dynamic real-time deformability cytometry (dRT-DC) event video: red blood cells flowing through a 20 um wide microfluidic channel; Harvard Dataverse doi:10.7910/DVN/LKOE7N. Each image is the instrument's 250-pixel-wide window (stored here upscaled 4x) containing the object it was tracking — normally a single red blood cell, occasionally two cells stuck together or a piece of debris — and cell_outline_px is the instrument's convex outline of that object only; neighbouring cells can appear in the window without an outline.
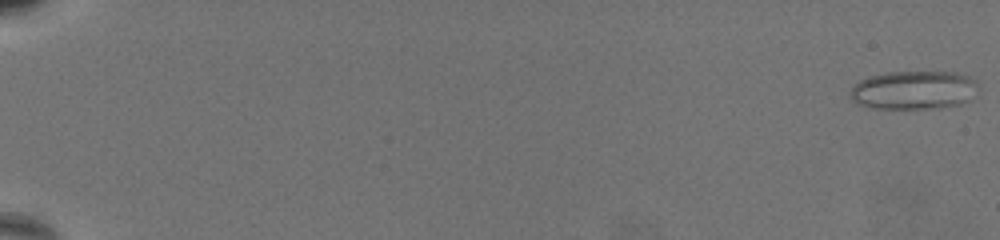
{"species": "common noctule bat (a hibernating species)", "species_latin": "Nyctalus noctula", "temperature_condition": "warm", "stored_images_in_passage": 68, "camera_frame_rate_fps": 3000, "um_per_image_px": 0.085, "animal": {"sex": "female", "body_mass_g": 19.5, "forearm_length_mm": 54.1}, "frame": {"image": 1, "passage_image": 1, "time_ms": 0.0, "image_size_px": [1000, 240], "cell_outline_px": [[976, 84], [972, 100], [960, 104], [940, 108], [872, 108], [856, 104], [848, 96], [848, 92], [852, 84], [868, 76], [888, 72], [956, 72], [968, 76], [976, 80]], "centroid_in_image_um": [77.61, 7.66], "position_along_channel_um": 7.4, "area_um2": 29.13}}
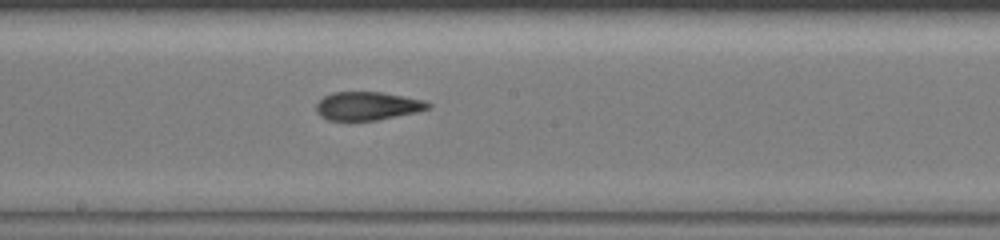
{"frame": {"image": 2, "passage_image": 41, "time_ms": 13.333, "image_size_px": [1000, 240], "cell_outline_px": [[432, 108], [416, 112], [376, 120], [348, 124], [328, 120], [320, 116], [316, 112], [316, 104], [324, 96], [332, 92], [380, 92], [404, 96], [424, 100], [432, 104]], "centroid_in_image_um": [31.19, 9.05], "position_along_channel_um": 217.0, "area_um2": 19.19}}
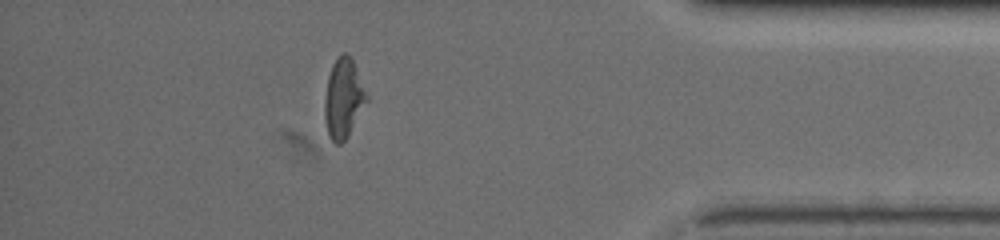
{"frame": {"image": 3, "passage_image": 61, "time_ms": 20.0, "image_size_px": [1000, 240], "cell_outline_px": [[368, 100], [348, 136], [340, 144], [336, 144], [328, 136], [324, 116], [324, 100], [328, 76], [332, 64], [344, 52], [352, 60], [368, 96]], "centroid_in_image_um": [29.17, 8.41], "position_along_channel_um": 406.0, "area_um2": 19.19}, "authors_computed_cell_mechanics": {"area_um2": 19.6231, "velocity_mm_per_s": 3.268, "shape_relaxation_time_tau1_ms": 10.8481, "shape_relaxation_time_tau2_ms": 2.1098, "deformation_change_tau1": 0.2613, "deformation_change_tau2": 0.102}}